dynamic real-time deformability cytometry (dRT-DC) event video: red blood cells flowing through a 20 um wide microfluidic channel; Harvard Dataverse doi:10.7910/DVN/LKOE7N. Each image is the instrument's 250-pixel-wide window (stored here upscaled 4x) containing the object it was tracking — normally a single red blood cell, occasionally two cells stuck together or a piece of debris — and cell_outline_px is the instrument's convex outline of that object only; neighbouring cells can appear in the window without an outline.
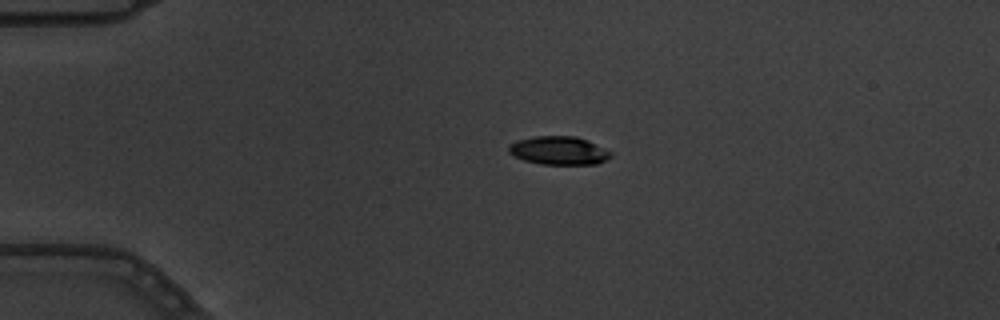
{"species": "common noctule bat (a hibernating species)", "species_latin": "Nyctalus noctula", "temperature_condition": "warm", "stored_images_in_passage": 3, "camera_frame_rate_fps": 3000, "um_per_image_px": 0.085, "animal": {"sex": "male", "body_mass_g": 19.5, "forearm_length_mm": 54.6}, "frame": {"image": 1, "passage_image": 2, "time_ms": 0.333, "image_size_px": [1000, 320], "cell_outline_px": [[612, 156], [596, 164], [540, 164], [524, 160], [512, 156], [508, 152], [508, 144], [516, 140], [532, 136], [576, 136], [588, 140], [612, 152]], "centroid_in_image_um": [47.45, 12.79], "position_along_channel_um": 37.5, "area_um2": 17.05}}